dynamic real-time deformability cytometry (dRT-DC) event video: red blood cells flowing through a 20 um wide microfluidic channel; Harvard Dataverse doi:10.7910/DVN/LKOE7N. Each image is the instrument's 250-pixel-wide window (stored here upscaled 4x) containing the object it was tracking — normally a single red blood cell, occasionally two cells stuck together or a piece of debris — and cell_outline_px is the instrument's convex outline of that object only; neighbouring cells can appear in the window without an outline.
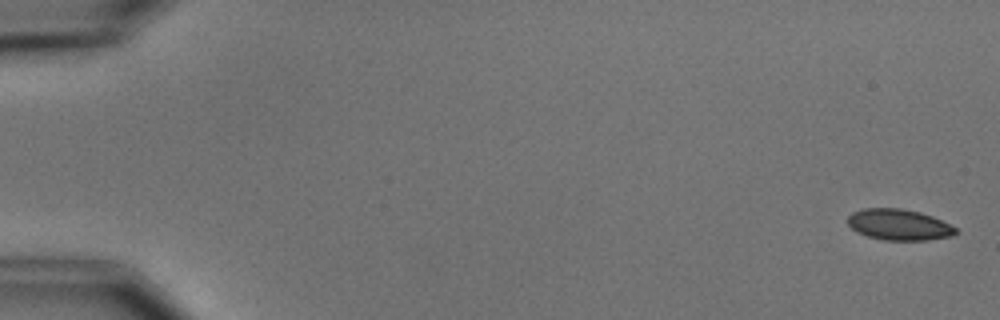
{"species": "common noctule bat (a hibernating species)", "species_latin": "Nyctalus noctula", "temperature_condition": "cold", "stored_images_in_passage": 7, "camera_frame_rate_fps": 3000, "um_per_image_px": 0.085, "animal": {"sex": "male", "body_mass_g": 15.6}, "frame": {"image": 1, "passage_image": 1, "time_ms": 0.0, "image_size_px": [1000, 320], "cell_outline_px": [[956, 232], [952, 236], [928, 240], [884, 240], [868, 236], [856, 232], [848, 224], [848, 216], [852, 212], [864, 208], [900, 208], [920, 212], [932, 216], [956, 228]], "centroid_in_image_um": [76.38, 19.09], "position_along_channel_um": 8.6, "area_um2": 19.42}}
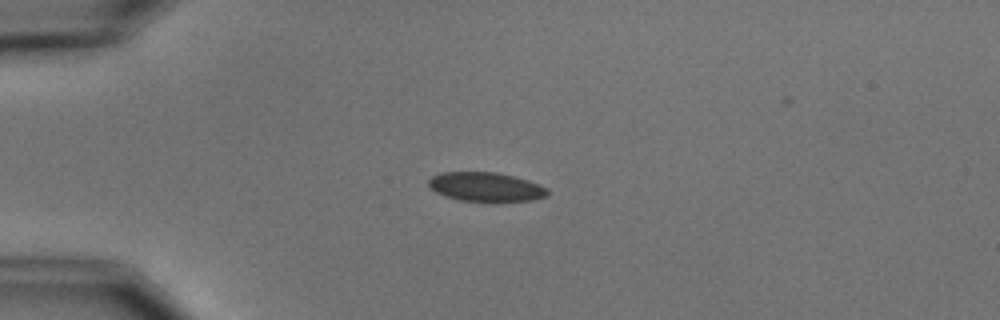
{"frame": {"image": 2, "passage_image": 4, "time_ms": 4.333, "image_size_px": [1000, 320], "cell_outline_px": [[548, 196], [532, 200], [460, 200], [444, 196], [428, 188], [428, 180], [432, 176], [440, 172], [496, 172], [528, 180], [540, 184], [548, 188]], "centroid_in_image_um": [41.26, 15.86], "position_along_channel_um": 43.7, "area_um2": 20.0}}
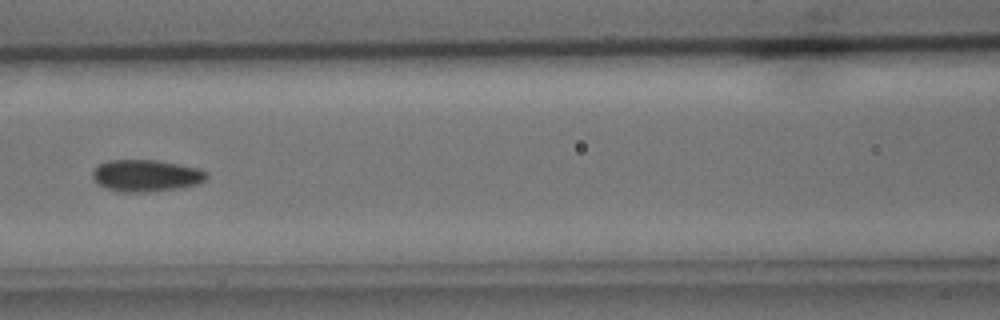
{"frame": {"image": 3, "passage_image": 7, "time_ms": 8.0, "image_size_px": [1000, 320], "cell_outline_px": [[208, 176], [200, 184], [180, 188], [148, 192], [116, 192], [104, 188], [96, 184], [92, 176], [92, 172], [100, 164], [108, 160], [156, 160], [200, 168], [208, 172]], "centroid_in_image_um": [12.42, 14.94], "position_along_channel_um": 154.2, "area_um2": 21.5}}